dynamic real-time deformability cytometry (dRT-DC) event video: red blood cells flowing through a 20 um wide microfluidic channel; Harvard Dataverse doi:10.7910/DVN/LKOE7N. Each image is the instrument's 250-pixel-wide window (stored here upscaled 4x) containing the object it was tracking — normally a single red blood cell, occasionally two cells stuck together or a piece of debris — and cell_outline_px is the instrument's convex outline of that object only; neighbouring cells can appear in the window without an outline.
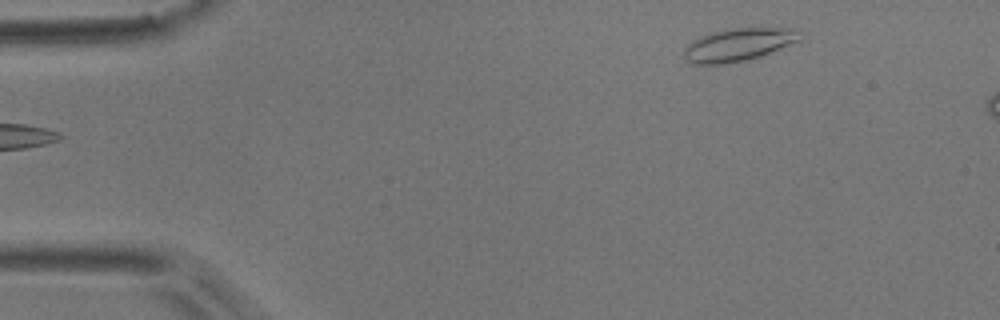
{"species": "common noctule bat (a hibernating species)", "species_latin": "Nyctalus noctula", "temperature_condition": "room temperature", "stored_images_in_passage": 5, "camera_frame_rate_fps": 3000, "um_per_image_px": 0.085, "animal": {"sex": "male", "body_mass_g": 17.9}, "frame": {"image": 1, "passage_image": 5, "time_ms": 5.667, "image_size_px": [1000, 320], "cell_outline_px": [[804, 36], [800, 40], [760, 56], [748, 60], [728, 64], [692, 64], [684, 60], [684, 48], [692, 40], [700, 36], [732, 28], [800, 28], [804, 32]], "centroid_in_image_um": [62.8, 3.8], "position_along_channel_um": 22.2, "area_um2": 22.43}}